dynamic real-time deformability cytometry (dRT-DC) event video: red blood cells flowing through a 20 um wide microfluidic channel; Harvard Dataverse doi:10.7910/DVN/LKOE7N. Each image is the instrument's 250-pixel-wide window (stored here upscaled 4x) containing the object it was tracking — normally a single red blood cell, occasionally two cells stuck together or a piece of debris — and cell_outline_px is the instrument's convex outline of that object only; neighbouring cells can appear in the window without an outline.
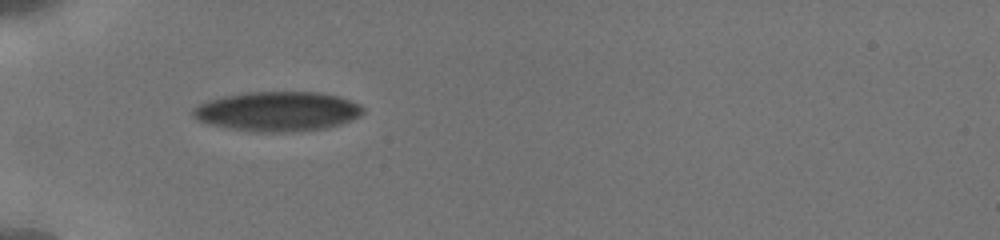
{"species": "human", "species_latin": "Homo sapiens", "temperature_condition": "cold", "stored_images_in_passage": 9, "camera_frame_rate_fps": 3000, "um_per_image_px": 0.085, "donor": {"sex": "male"}, "frame": {"image": 1, "passage_image": 1, "time_ms": 0.0, "image_size_px": [1000, 240], "cell_outline_px": [[364, 112], [360, 116], [352, 120], [340, 124], [324, 128], [284, 132], [252, 132], [228, 128], [208, 124], [196, 120], [192, 116], [192, 108], [208, 100], [224, 96], [244, 92], [316, 92], [336, 96], [360, 104], [364, 108]], "centroid_in_image_um": [23.55, 9.47], "position_along_channel_um": 61.5, "area_um2": 39.3}}
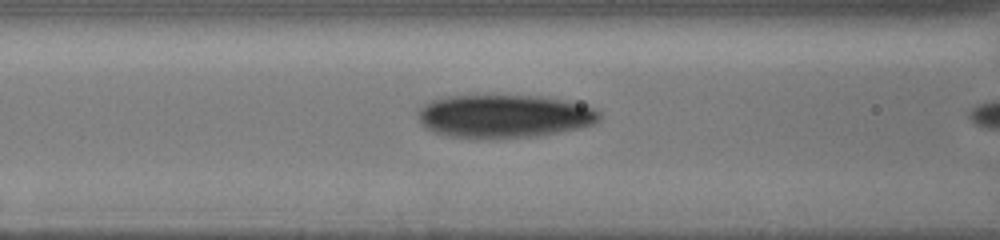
{"frame": {"image": 2, "passage_image": 5, "time_ms": 0.667, "image_size_px": [1000, 240], "cell_outline_px": [[600, 120], [592, 124], [580, 128], [560, 132], [536, 136], [476, 140], [472, 140], [448, 136], [432, 132], [424, 128], [420, 124], [416, 112], [416, 108], [432, 100], [444, 96], [540, 96], [564, 100], [596, 108], [600, 112]], "centroid_in_image_um": [42.77, 9.9], "position_along_channel_um": 123.8, "area_um2": 46.53}}